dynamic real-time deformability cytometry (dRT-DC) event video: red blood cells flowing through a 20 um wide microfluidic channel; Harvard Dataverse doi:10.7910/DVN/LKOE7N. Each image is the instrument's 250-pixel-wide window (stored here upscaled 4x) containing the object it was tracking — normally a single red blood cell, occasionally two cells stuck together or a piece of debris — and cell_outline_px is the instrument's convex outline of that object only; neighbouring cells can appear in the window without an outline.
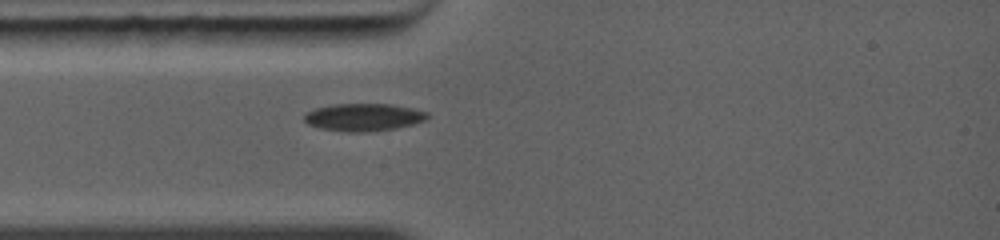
{"species": "common noctule bat (a hibernating species)", "species_latin": "Nyctalus noctula", "temperature_condition": "warm", "stored_images_in_passage": 1, "camera_frame_rate_fps": 5000, "um_per_image_px": 0.085, "animal": {"sex": "female", "body_mass_g": 19.0, "forearm_length_mm": 56.7}, "frame": {"image": 1, "passage_image": 1, "time_ms": 0.0, "image_size_px": [1000, 240], "cell_outline_px": [[428, 116], [424, 120], [412, 124], [396, 128], [364, 132], [348, 132], [320, 128], [308, 124], [304, 120], [304, 112], [316, 108], [332, 104], [392, 104], [412, 108], [428, 112]], "centroid_in_image_um": [30.87, 9.95], "position_along_channel_um": 54.1, "area_um2": 19.71}}